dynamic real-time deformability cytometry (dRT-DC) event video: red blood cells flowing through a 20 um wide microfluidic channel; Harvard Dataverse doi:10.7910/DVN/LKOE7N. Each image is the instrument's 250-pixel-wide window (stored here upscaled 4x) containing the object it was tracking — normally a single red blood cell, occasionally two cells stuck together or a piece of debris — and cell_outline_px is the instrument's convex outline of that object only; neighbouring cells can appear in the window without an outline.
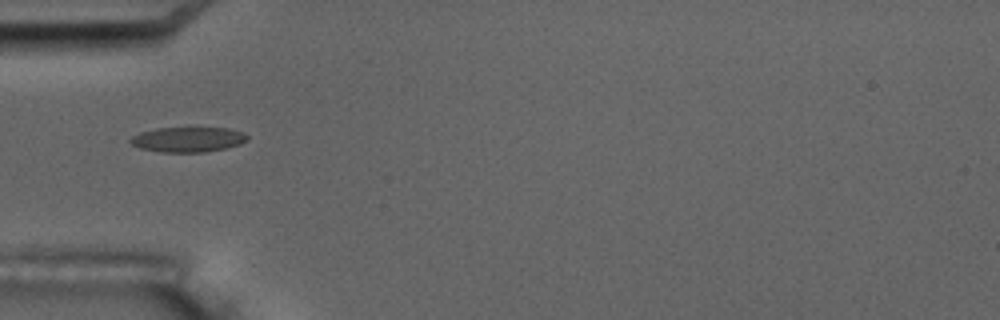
{"species": "common noctule bat (a hibernating species)", "species_latin": "Nyctalus noctula", "temperature_condition": "room temperature", "stored_images_in_passage": 16, "camera_frame_rate_fps": 3000, "um_per_image_px": 0.085, "animal": {"sex": "male", "body_mass_g": 17.5, "forearm_length_mm": 52.3}, "frame": {"image": 1, "passage_image": 5, "time_ms": 4.333, "image_size_px": [1000, 320], "cell_outline_px": [[248, 140], [240, 144], [224, 148], [204, 152], [160, 152], [140, 148], [132, 144], [128, 140], [132, 136], [140, 132], [156, 128], [196, 124], [228, 128], [244, 132], [248, 136]], "centroid_in_image_um": [16.0, 11.79], "position_along_channel_um": 69.0, "area_um2": 18.09}, "authors_computed_cell_mechanics": {"area_um2": 16.7909, "velocity_mm_per_s": 3.4791, "shape_relaxation_time_tau1_ms": 2.8209, "shape_relaxation_time_tau2_ms": 0.9159, "deformation_change_tau1": 0.1252, "deformation_change_tau2": 0.0537}}